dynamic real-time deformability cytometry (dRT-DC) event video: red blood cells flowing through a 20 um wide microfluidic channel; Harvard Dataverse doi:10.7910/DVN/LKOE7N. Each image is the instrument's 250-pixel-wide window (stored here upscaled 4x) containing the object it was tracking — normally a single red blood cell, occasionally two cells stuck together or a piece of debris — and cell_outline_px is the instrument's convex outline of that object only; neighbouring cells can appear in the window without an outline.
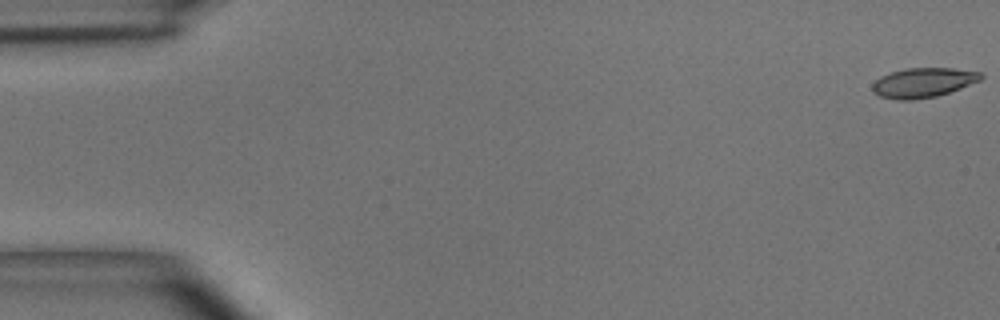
{"species": "common noctule bat (a hibernating species)", "species_latin": "Nyctalus noctula", "temperature_condition": "room temperature", "stored_images_in_passage": 51, "camera_frame_rate_fps": 3000, "um_per_image_px": 0.085, "animal": {"sex": "male", "body_mass_g": 15.6}, "frame": {"image": 1, "passage_image": 1, "time_ms": 0.0, "image_size_px": [1000, 320], "cell_outline_px": [[984, 76], [980, 80], [960, 88], [936, 96], [912, 100], [896, 100], [880, 96], [872, 92], [872, 84], [880, 76], [904, 68], [952, 68], [980, 72]], "centroid_in_image_um": [78.43, 7.02], "position_along_channel_um": 6.6, "area_um2": 18.67}}
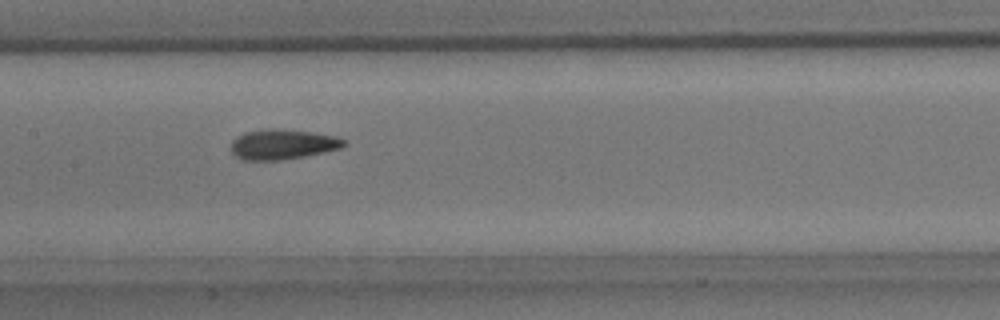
{"frame": {"image": 2, "passage_image": 25, "time_ms": 8.0, "image_size_px": [1000, 320], "cell_outline_px": [[348, 144], [340, 148], [324, 152], [304, 156], [280, 160], [244, 160], [236, 156], [232, 152], [232, 140], [236, 136], [244, 132], [268, 128], [276, 128], [312, 132], [336, 136], [344, 140]], "centroid_in_image_um": [24.02, 12.26], "position_along_channel_um": 183.4, "area_um2": 19.83}}
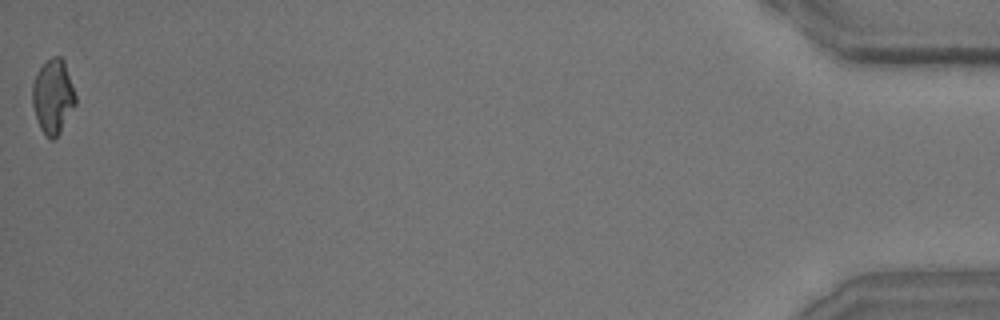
{"frame": {"image": 3, "passage_image": 51, "time_ms": 16.667, "image_size_px": [1000, 320], "cell_outline_px": [[76, 104], [60, 132], [52, 140], [40, 128], [32, 104], [32, 84], [40, 68], [52, 56], [60, 56], [64, 60], [76, 96]], "centroid_in_image_um": [4.51, 8.19], "position_along_channel_um": 430.7, "area_um2": 18.38}, "authors_computed_cell_mechanics": {"area_um2": 19.3052, "velocity_mm_per_s": 3.9402, "shape_relaxation_time_tau1_ms": 4.9839, "shape_relaxation_time_tau2_ms": 2.3995, "deformation_change_tau1": 0.1719, "deformation_change_tau2": 0.1009}}